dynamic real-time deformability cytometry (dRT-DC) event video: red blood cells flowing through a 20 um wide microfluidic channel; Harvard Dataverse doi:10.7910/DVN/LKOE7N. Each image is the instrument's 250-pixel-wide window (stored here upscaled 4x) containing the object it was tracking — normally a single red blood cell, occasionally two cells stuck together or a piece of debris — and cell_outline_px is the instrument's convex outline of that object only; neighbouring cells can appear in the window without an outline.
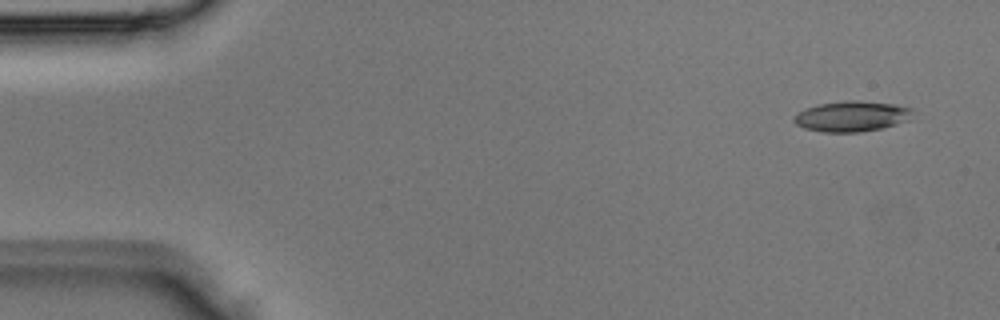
{"species": "Egyptian fruit bat (a non-hibernating species)", "species_latin": "Rousettus aegyptiacus", "temperature_condition": "room temperature", "stored_images_in_passage": 4, "camera_frame_rate_fps": 3000, "um_per_image_px": 0.085, "animal": {"sex": "male"}, "frame": {"image": 1, "passage_image": 1, "time_ms": 0.0, "image_size_px": [1000, 320], "cell_outline_px": [[912, 112], [908, 120], [896, 124], [880, 128], [860, 132], [824, 132], [804, 128], [796, 124], [792, 120], [800, 112], [816, 104], [848, 100], [860, 100], [896, 104], [912, 108]], "centroid_in_image_um": [72.41, 9.87], "position_along_channel_um": 12.6, "area_um2": 20.98}}
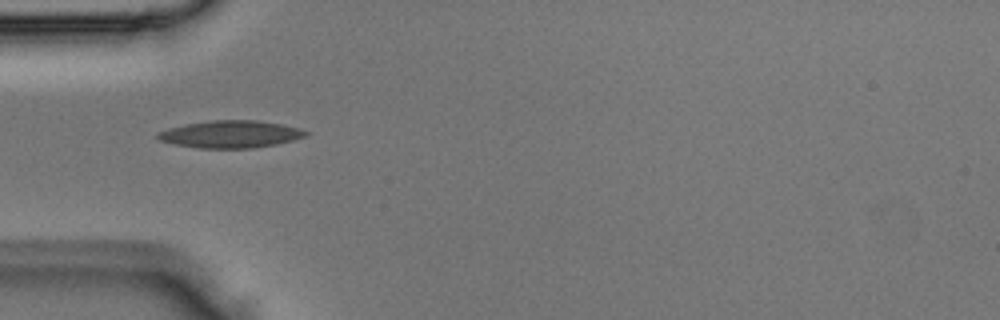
{"frame": {"image": 2, "passage_image": 3, "time_ms": 0.667, "image_size_px": [1000, 320], "cell_outline_px": [[312, 132], [308, 136], [276, 144], [252, 148], [200, 148], [176, 144], [160, 140], [156, 136], [156, 132], [168, 128], [184, 124], [212, 120], [256, 120], [280, 124], [300, 128]], "centroid_in_image_um": [19.62, 11.4], "position_along_channel_um": 65.4, "area_um2": 23.58}}
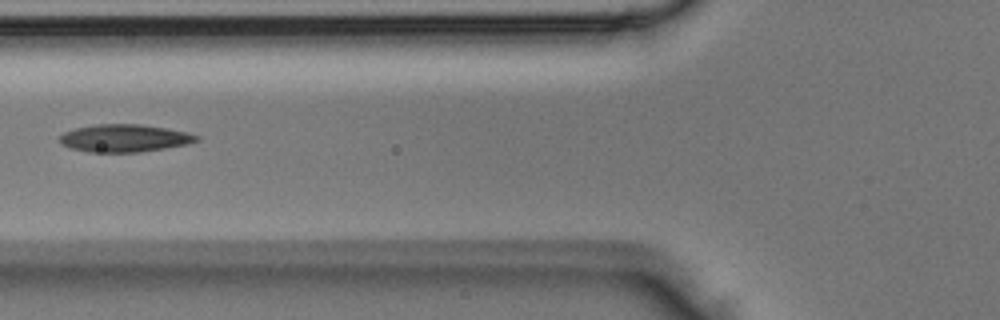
{"frame": {"image": 3, "passage_image": 4, "time_ms": 1.0, "image_size_px": [1000, 320], "cell_outline_px": [[200, 140], [188, 144], [140, 152], [88, 152], [72, 148], [64, 144], [60, 140], [60, 136], [64, 132], [76, 128], [96, 124], [140, 124], [188, 132], [200, 136]], "centroid_in_image_um": [10.62, 11.74], "position_along_channel_um": 115.2, "area_um2": 21.85}}